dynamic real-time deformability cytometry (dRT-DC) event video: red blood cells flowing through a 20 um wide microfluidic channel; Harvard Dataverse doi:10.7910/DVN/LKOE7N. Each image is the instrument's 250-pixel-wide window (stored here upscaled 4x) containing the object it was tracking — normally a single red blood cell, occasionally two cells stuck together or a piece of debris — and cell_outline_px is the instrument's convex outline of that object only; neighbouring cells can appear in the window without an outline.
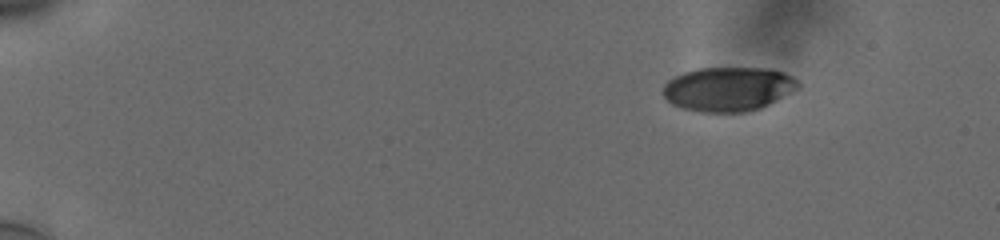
{"species": "human", "species_latin": "Homo sapiens", "temperature_condition": "cold", "stored_images_in_passage": 50, "camera_frame_rate_fps": 3000, "um_per_image_px": 0.085, "donor": {"sex": "male"}, "frame": {"image": 1, "passage_image": 1, "time_ms": 0.0, "image_size_px": [1000, 240], "cell_outline_px": [[800, 84], [796, 88], [776, 100], [760, 108], [748, 112], [700, 112], [684, 108], [672, 104], [664, 96], [664, 84], [668, 80], [684, 72], [696, 68], [768, 68], [784, 72], [792, 76]], "centroid_in_image_um": [61.88, 7.56], "position_along_channel_um": 23.1, "area_um2": 34.56}}
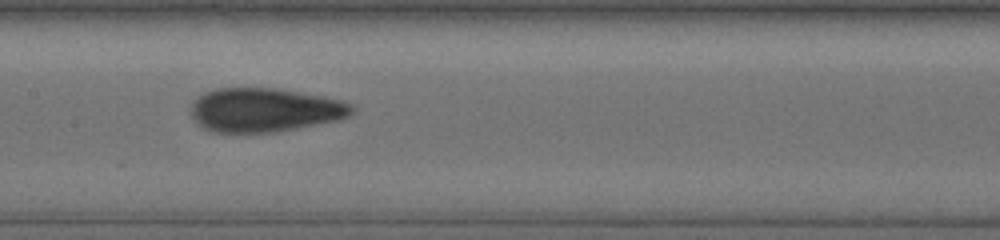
{"frame": {"image": 2, "passage_image": 24, "time_ms": 7.667, "image_size_px": [1000, 240], "cell_outline_px": [[356, 108], [348, 116], [340, 120], [276, 132], [212, 132], [200, 128], [192, 116], [192, 104], [204, 92], [216, 88], [276, 88], [324, 96], [340, 100], [352, 104]], "centroid_in_image_um": [22.51, 9.35], "position_along_channel_um": 184.9, "area_um2": 41.33}}
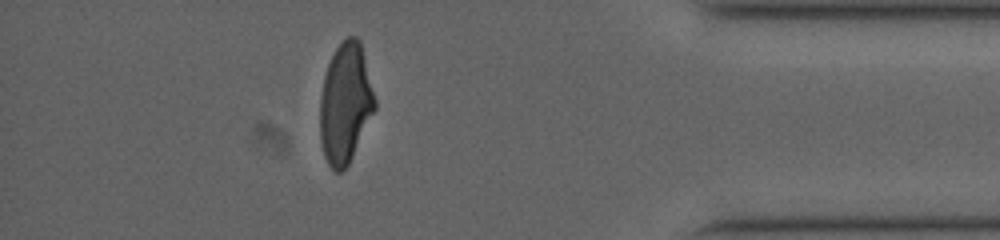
{"frame": {"image": 3, "passage_image": 44, "time_ms": 14.333, "image_size_px": [1000, 240], "cell_outline_px": [[376, 108], [348, 164], [340, 172], [336, 172], [328, 164], [324, 156], [320, 140], [320, 100], [324, 76], [328, 64], [336, 48], [348, 36], [356, 36], [360, 40], [376, 100]], "centroid_in_image_um": [29.35, 8.78], "position_along_channel_um": 405.8, "area_um2": 38.09}, "authors_computed_cell_mechanics": {"area_um2": 39.2173, "velocity_mm_per_s": 3.7739, "shape_relaxation_time_tau1_ms": 7.1202, "shape_relaxation_time_tau2_ms": 1.2172, "deformation_change_tau1": 0.2072, "deformation_change_tau2": 0.0775}}